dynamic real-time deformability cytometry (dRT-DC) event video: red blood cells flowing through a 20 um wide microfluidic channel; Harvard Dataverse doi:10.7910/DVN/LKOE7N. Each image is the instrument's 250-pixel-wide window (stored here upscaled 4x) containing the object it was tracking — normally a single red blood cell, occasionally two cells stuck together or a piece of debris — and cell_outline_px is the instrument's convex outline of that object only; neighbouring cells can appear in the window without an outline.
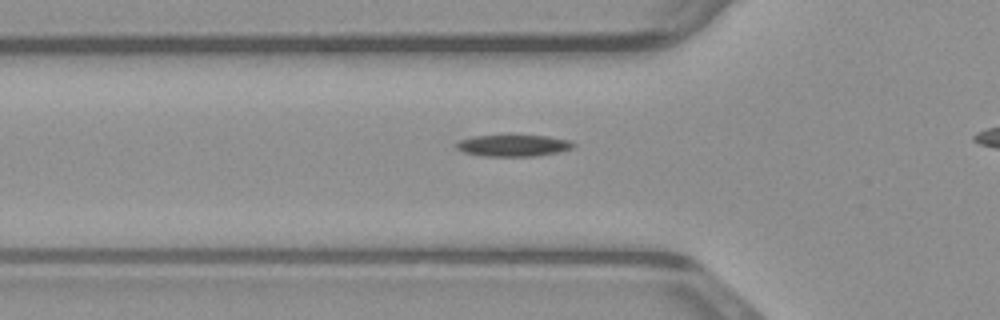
{"species": "common noctule bat (a hibernating species)", "species_latin": "Nyctalus noctula", "temperature_condition": "warm", "stored_images_in_passage": 33, "camera_frame_rate_fps": 3000, "um_per_image_px": 0.085, "animal": {"sex": "male", "body_mass_g": 23.1, "forearm_length_mm": 52.7}, "frame": {"image": 1, "passage_image": 10, "time_ms": 3.0, "image_size_px": [1000, 320], "cell_outline_px": [[576, 144], [572, 148], [556, 152], [536, 156], [480, 156], [464, 152], [456, 148], [456, 144], [460, 140], [476, 136], [548, 136], [568, 140]], "centroid_in_image_um": [43.62, 12.38], "position_along_channel_um": 82.2, "area_um2": 14.45}}
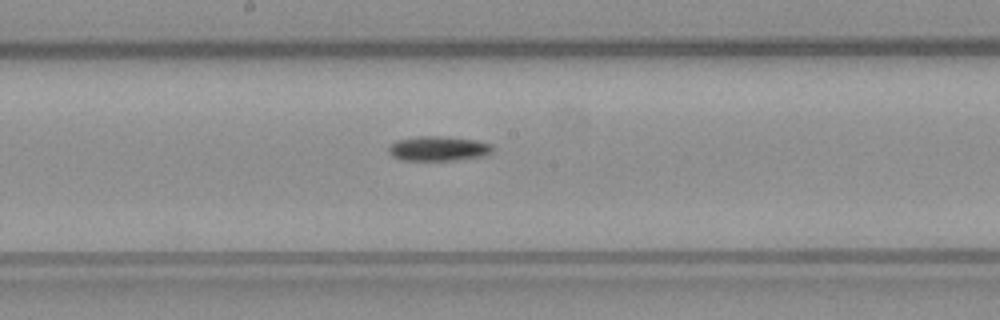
{"frame": {"image": 2, "passage_image": 19, "time_ms": 6.0, "image_size_px": [1000, 320], "cell_outline_px": [[496, 148], [492, 152], [484, 156], [456, 160], [400, 160], [392, 156], [388, 152], [388, 148], [396, 140], [420, 136], [440, 136], [476, 140], [492, 144]], "centroid_in_image_um": [37.29, 12.63], "position_along_channel_um": 210.9, "area_um2": 15.09}}
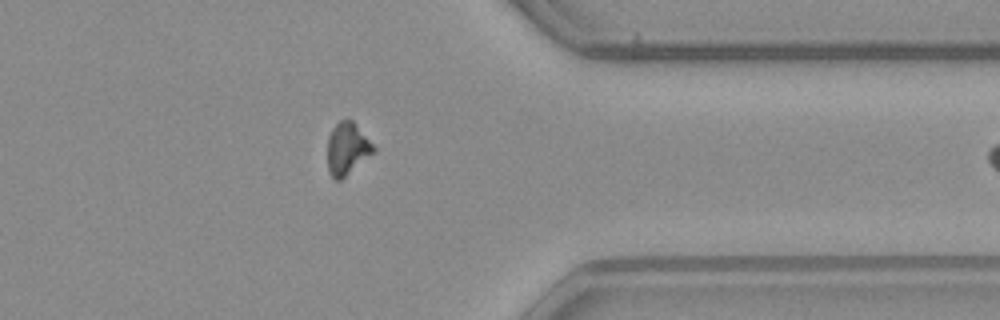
{"frame": {"image": 3, "passage_image": 32, "time_ms": 10.333, "image_size_px": [1000, 320], "cell_outline_px": [[376, 152], [340, 180], [336, 180], [328, 172], [328, 136], [332, 128], [340, 120], [352, 120], [376, 148]], "centroid_in_image_um": [29.52, 12.65], "position_along_channel_um": 381.9, "area_um2": 13.93}}